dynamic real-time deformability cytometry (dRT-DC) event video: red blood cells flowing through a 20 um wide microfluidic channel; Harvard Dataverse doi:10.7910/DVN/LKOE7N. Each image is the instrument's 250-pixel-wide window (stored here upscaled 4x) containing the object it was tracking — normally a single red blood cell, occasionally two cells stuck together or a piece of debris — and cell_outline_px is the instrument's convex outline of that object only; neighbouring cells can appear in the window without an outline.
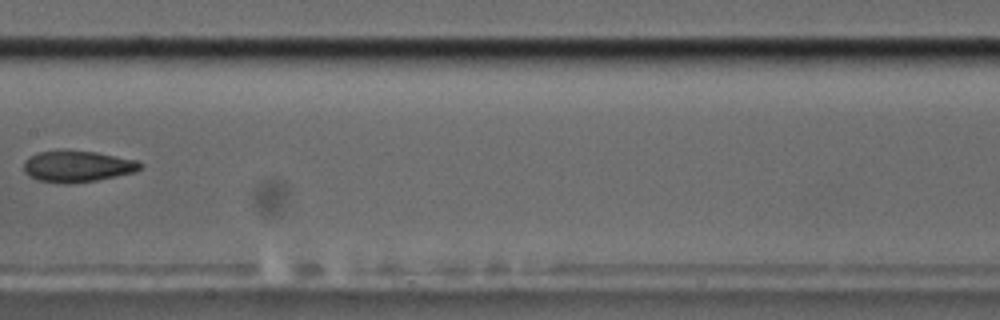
{"species": "common noctule bat (a hibernating species)", "species_latin": "Nyctalus noctula", "temperature_condition": "cold", "stored_images_in_passage": 9, "camera_frame_rate_fps": 3000, "um_per_image_px": 0.085, "animal": {"sex": "male", "body_mass_g": 17.5, "forearm_length_mm": 52.3}, "frame": {"image": 1, "passage_image": 8, "time_ms": 8.0, "image_size_px": [1000, 320], "cell_outline_px": [[144, 164], [136, 172], [96, 180], [68, 184], [64, 184], [36, 180], [28, 176], [24, 172], [24, 160], [28, 156], [36, 152], [64, 148], [96, 152], [136, 160]], "centroid_in_image_um": [6.51, 14.11], "position_along_channel_um": 200.9, "area_um2": 21.91}}